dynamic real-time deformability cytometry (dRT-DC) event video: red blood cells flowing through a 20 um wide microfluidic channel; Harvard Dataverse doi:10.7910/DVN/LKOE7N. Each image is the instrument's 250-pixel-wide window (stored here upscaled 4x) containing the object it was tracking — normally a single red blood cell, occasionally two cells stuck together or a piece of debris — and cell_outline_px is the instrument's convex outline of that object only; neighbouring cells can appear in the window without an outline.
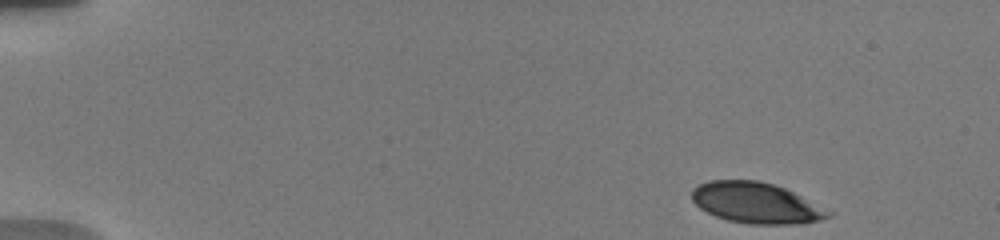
{"species": "human", "species_latin": "Homo sapiens", "temperature_condition": "warm", "stored_images_in_passage": 75, "camera_frame_rate_fps": 3000, "um_per_image_px": 0.085, "donor": {"sex": "male"}, "frame": {"image": 1, "passage_image": 1, "time_ms": 0.0, "image_size_px": [1000, 240], "cell_outline_px": [[836, 212], [832, 216], [820, 220], [804, 224], [748, 224], [728, 220], [716, 216], [700, 208], [692, 200], [692, 188], [708, 180], [760, 180], [784, 188]], "centroid_in_image_um": [64.32, 17.25], "position_along_channel_um": 20.7, "area_um2": 32.71}}
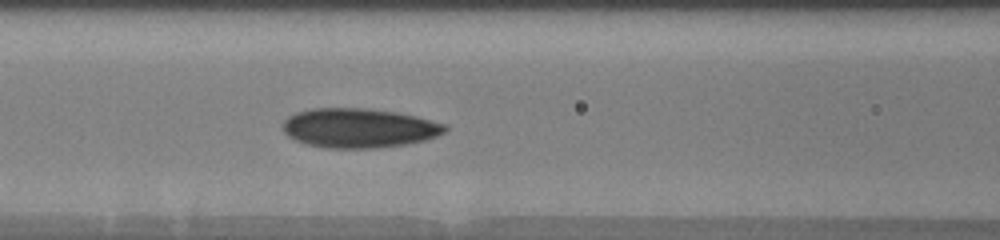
{"frame": {"image": 2, "passage_image": 23, "time_ms": 6.333, "image_size_px": [1000, 240], "cell_outline_px": [[448, 128], [444, 132], [428, 140], [404, 144], [372, 148], [328, 148], [308, 144], [296, 140], [288, 136], [284, 132], [284, 120], [288, 116], [296, 112], [312, 108], [364, 108], [396, 112], [416, 116], [448, 124]], "centroid_in_image_um": [30.54, 10.87], "position_along_channel_um": 136.1, "area_um2": 37.22}}
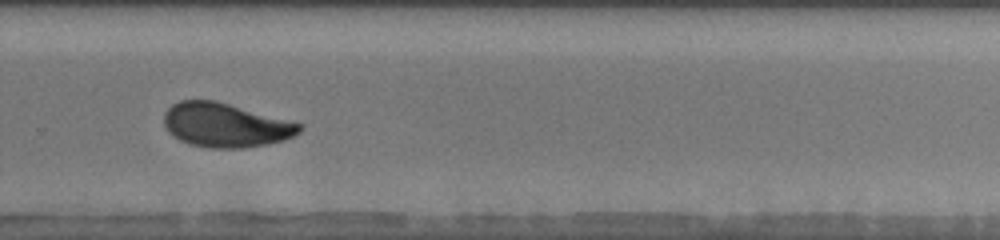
{"frame": {"image": 3, "passage_image": 45, "time_ms": 11.0, "image_size_px": [1000, 240], "cell_outline_px": [[304, 124], [300, 132], [284, 140], [268, 144], [244, 148], [208, 148], [188, 144], [172, 136], [168, 132], [164, 124], [164, 112], [172, 104], [180, 100], [216, 100]], "centroid_in_image_um": [19.15, 10.63], "position_along_channel_um": 310.6, "area_um2": 35.14}, "authors_computed_cell_mechanics": {"area_um2": 34.3332, "velocity_mm_per_s": 3.7456, "shape_relaxation_time_tau1_ms": 4.1729, "shape_relaxation_time_tau2_ms": 1.8919, "deformation_change_tau1": 0.1494, "deformation_change_tau2": 0.0631}}